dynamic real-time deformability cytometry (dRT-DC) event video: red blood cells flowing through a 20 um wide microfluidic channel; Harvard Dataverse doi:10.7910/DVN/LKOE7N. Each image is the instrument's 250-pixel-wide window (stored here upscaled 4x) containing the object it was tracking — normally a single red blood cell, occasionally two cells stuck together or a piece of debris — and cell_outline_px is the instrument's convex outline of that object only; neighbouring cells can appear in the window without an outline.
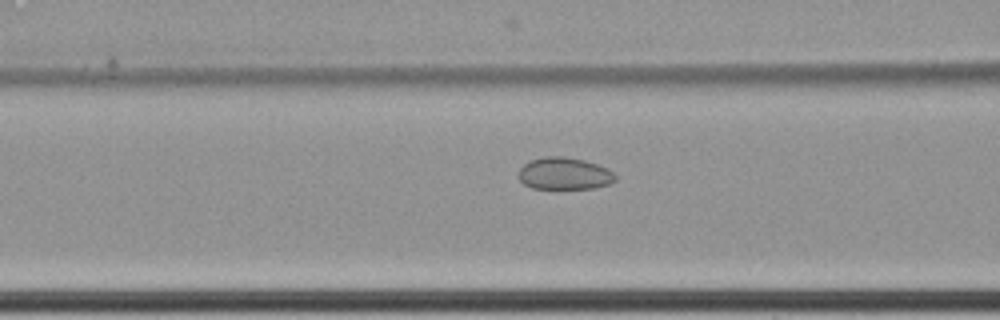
{"species": "common noctule bat (a hibernating species)", "species_latin": "Nyctalus noctula", "temperature_condition": "cold", "stored_images_in_passage": 17, "camera_frame_rate_fps": 3000, "um_per_image_px": 0.085, "animal": {"sex": "female", "body_mass_g": 22.7, "forearm_length_mm": 54.2}, "frame": {"image": 1, "passage_image": 7, "time_ms": 2.0, "image_size_px": [1000, 320], "cell_outline_px": [[616, 180], [608, 184], [592, 188], [532, 188], [524, 184], [516, 176], [520, 168], [528, 160], [544, 156], [564, 156], [584, 160], [608, 168], [616, 176]], "centroid_in_image_um": [47.93, 14.74], "position_along_channel_um": 118.7, "area_um2": 18.21}}
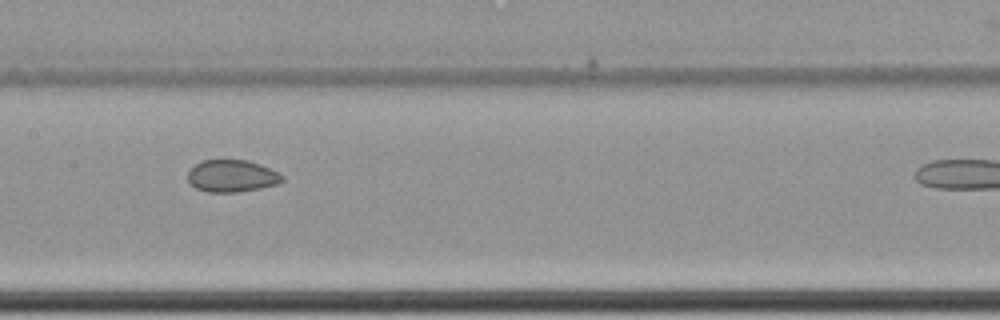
{"frame": {"image": 2, "passage_image": 13, "time_ms": 4.0, "image_size_px": [1000, 320], "cell_outline_px": [[284, 180], [276, 184], [260, 188], [236, 192], [208, 192], [196, 188], [188, 180], [188, 172], [196, 164], [204, 160], [248, 160], [260, 164], [284, 176]], "centroid_in_image_um": [19.71, 14.96], "position_along_channel_um": 187.7, "area_um2": 17.46}}
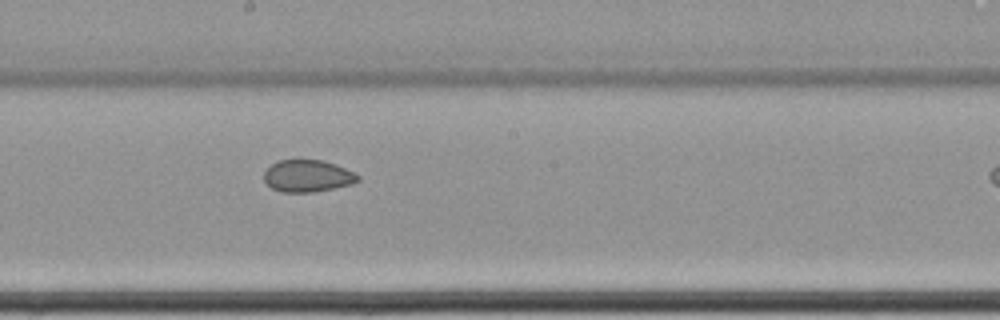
{"frame": {"image": 3, "passage_image": 16, "time_ms": 5.0, "image_size_px": [1000, 320], "cell_outline_px": [[360, 180], [352, 184], [312, 192], [284, 192], [272, 188], [264, 180], [264, 172], [272, 164], [280, 160], [324, 160], [336, 164], [360, 176]], "centroid_in_image_um": [26.15, 14.95], "position_along_channel_um": 222.0, "area_um2": 17.34}}